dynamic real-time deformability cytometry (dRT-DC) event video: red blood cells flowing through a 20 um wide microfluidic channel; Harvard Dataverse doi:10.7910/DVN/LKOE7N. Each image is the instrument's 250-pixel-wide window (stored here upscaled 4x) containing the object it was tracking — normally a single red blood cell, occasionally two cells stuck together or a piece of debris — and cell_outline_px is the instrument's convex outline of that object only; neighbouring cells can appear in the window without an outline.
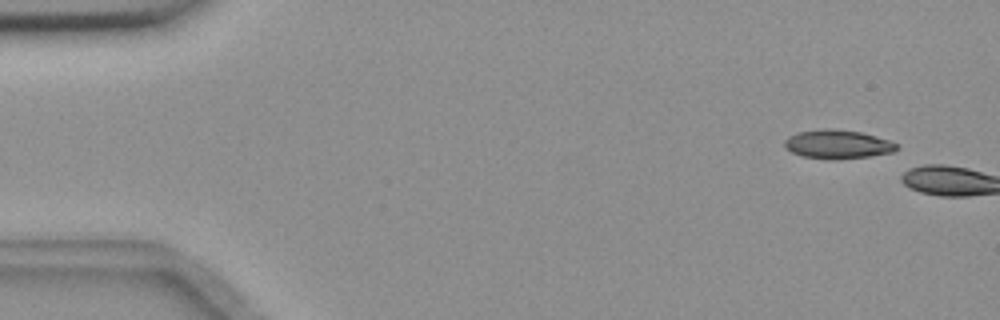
{"species": "common noctule bat (a hibernating species)", "species_latin": "Nyctalus noctula", "temperature_condition": "room temperature", "stored_images_in_passage": 8, "camera_frame_rate_fps": 3000, "um_per_image_px": 0.085, "animal": {"sex": "female", "body_mass_g": 18.4}, "frame": {"image": 1, "passage_image": 1, "time_ms": 0.0, "image_size_px": [1000, 320], "cell_outline_px": [[900, 144], [892, 152], [868, 156], [836, 160], [832, 160], [804, 156], [792, 152], [784, 148], [784, 140], [788, 136], [796, 132], [824, 128], [828, 128], [860, 132], [876, 136]], "centroid_in_image_um": [71.16, 12.26], "position_along_channel_um": 13.8, "area_um2": 18.84}}
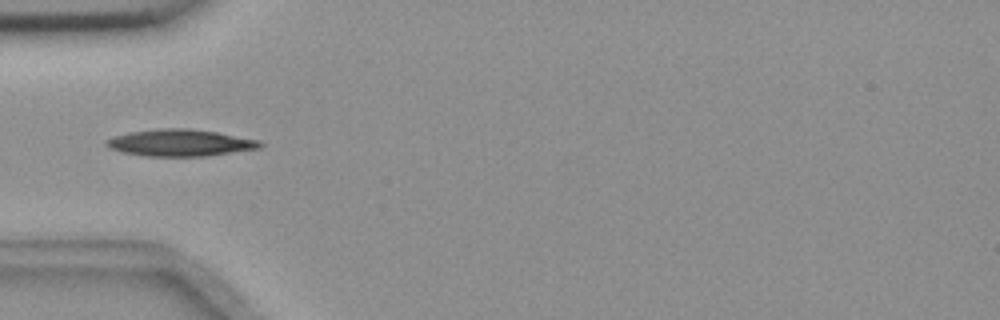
{"frame": {"image": 2, "passage_image": 6, "time_ms": 1.667, "image_size_px": [1000, 320], "cell_outline_px": [[264, 144], [260, 148], [204, 156], [144, 156], [124, 152], [108, 148], [104, 144], [104, 140], [128, 132], [156, 128], [188, 128], [216, 132], [260, 140]], "centroid_in_image_um": [15.28, 12.13], "position_along_channel_um": 69.7, "area_um2": 24.04}}
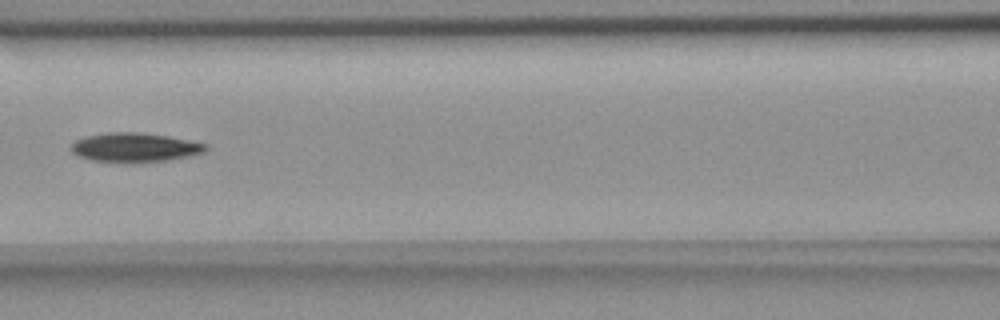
{"frame": {"image": 3, "passage_image": 8, "time_ms": 2.333, "image_size_px": [1000, 320], "cell_outline_px": [[208, 148], [204, 152], [188, 156], [168, 160], [132, 164], [124, 164], [88, 160], [76, 156], [68, 148], [76, 140], [88, 136], [108, 132], [136, 132], [168, 136], [208, 144]], "centroid_in_image_um": [11.41, 12.56], "position_along_channel_um": 155.2, "area_um2": 23.41}}